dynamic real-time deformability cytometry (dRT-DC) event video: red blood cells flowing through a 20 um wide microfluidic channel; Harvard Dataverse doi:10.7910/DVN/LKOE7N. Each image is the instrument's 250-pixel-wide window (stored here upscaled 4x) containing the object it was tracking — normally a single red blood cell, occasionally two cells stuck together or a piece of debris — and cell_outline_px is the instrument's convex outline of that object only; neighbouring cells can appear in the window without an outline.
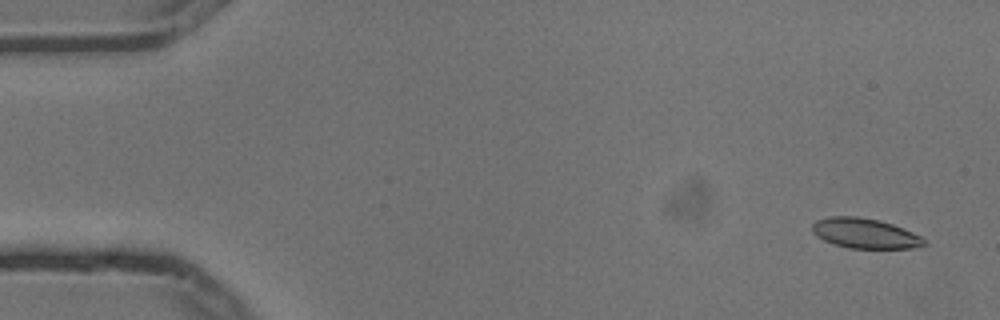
{"species": "common noctule bat (a hibernating species)", "species_latin": "Nyctalus noctula", "temperature_condition": "cold", "stored_images_in_passage": 5, "camera_frame_rate_fps": 3000, "um_per_image_px": 0.085, "animal": {"sex": "male", "body_mass_g": 13.3}, "frame": {"image": 1, "passage_image": 1, "time_ms": 0.0, "image_size_px": [1000, 320], "cell_outline_px": [[928, 244], [912, 248], [848, 248], [832, 244], [816, 236], [812, 232], [812, 224], [816, 220], [828, 216], [856, 216], [880, 220], [892, 224], [912, 232], [928, 240]], "centroid_in_image_um": [73.51, 19.83], "position_along_channel_um": 11.5, "area_um2": 19.77}}
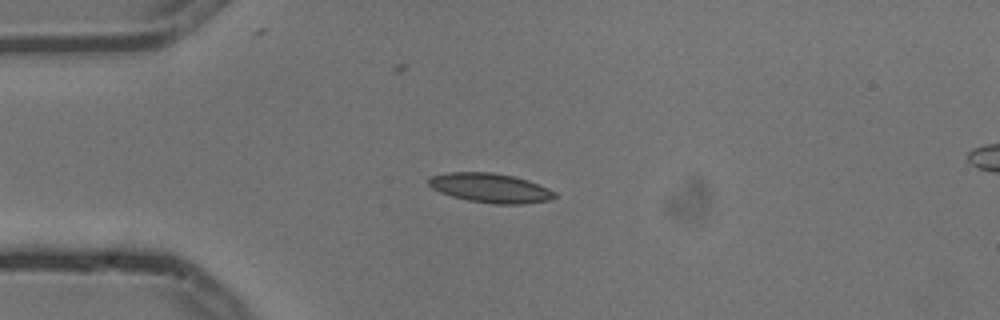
{"frame": {"image": 2, "passage_image": 4, "time_ms": 1.0, "image_size_px": [1000, 320], "cell_outline_px": [[556, 196], [552, 200], [524, 204], [492, 204], [468, 200], [452, 196], [440, 192], [432, 188], [428, 184], [428, 180], [432, 176], [448, 172], [492, 172], [512, 176], [528, 180], [548, 188], [556, 192]], "centroid_in_image_um": [41.7, 15.98], "position_along_channel_um": 43.3, "area_um2": 21.62}}